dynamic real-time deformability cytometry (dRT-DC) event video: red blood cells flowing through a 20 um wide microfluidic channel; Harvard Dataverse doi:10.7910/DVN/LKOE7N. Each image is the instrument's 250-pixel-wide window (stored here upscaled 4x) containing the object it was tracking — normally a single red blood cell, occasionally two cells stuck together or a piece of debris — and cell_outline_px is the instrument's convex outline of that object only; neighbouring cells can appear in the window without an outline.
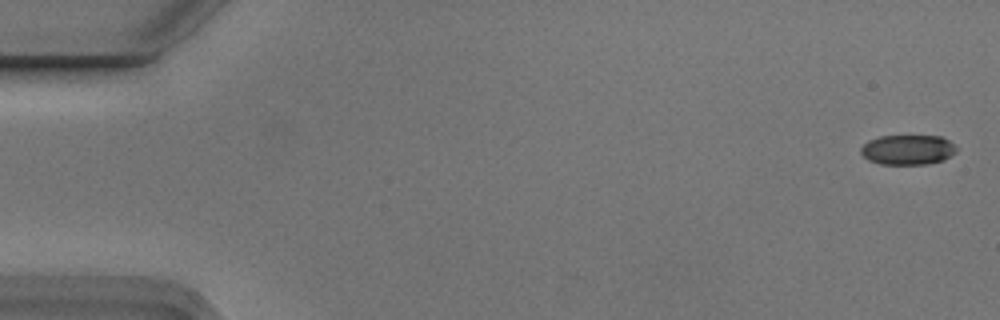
{"species": "Egyptian fruit bat (a non-hibernating species)", "species_latin": "Rousettus aegyptiacus", "temperature_condition": "cold", "stored_images_in_passage": 6, "camera_frame_rate_fps": 3000, "um_per_image_px": 0.085, "animal": {"sex": "male"}, "frame": {"image": 1, "passage_image": 1, "time_ms": 0.0, "image_size_px": [1000, 320], "cell_outline_px": [[956, 152], [944, 160], [928, 164], [880, 164], [868, 160], [860, 152], [860, 148], [868, 140], [880, 136], [940, 136], [948, 140], [956, 148]], "centroid_in_image_um": [77.14, 12.73], "position_along_channel_um": 7.9, "area_um2": 16.65}}
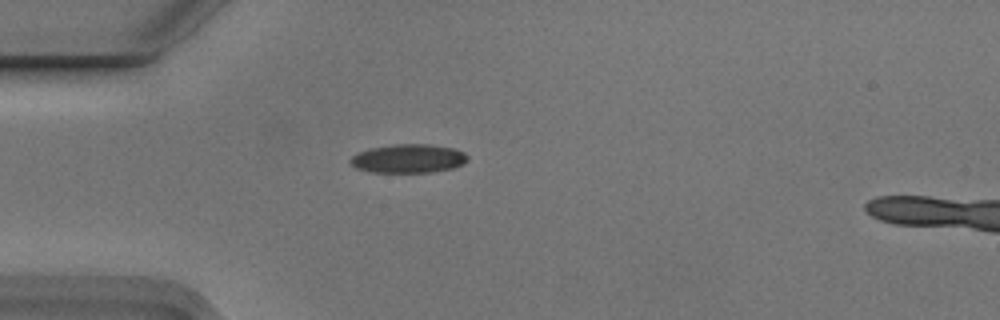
{"frame": {"image": 2, "passage_image": 5, "time_ms": 1.333, "image_size_px": [1000, 320], "cell_outline_px": [[468, 160], [464, 164], [456, 168], [432, 172], [368, 172], [356, 168], [348, 160], [356, 152], [368, 148], [392, 144], [432, 144], [452, 148], [464, 152], [468, 156]], "centroid_in_image_um": [34.71, 13.47], "position_along_channel_um": 50.3, "area_um2": 20.0}}